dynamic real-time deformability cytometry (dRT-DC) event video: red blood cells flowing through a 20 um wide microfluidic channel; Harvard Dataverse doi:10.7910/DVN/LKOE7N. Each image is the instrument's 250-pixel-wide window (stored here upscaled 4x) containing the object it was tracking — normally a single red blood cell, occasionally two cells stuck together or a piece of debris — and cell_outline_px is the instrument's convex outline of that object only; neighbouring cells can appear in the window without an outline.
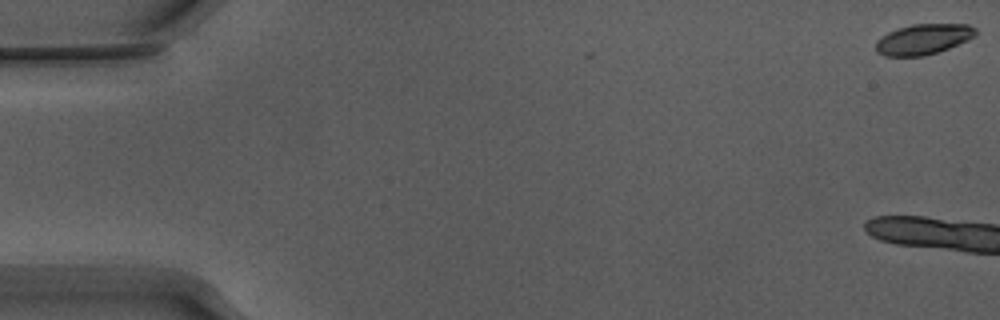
{"species": "Egyptian fruit bat (a non-hibernating species)", "species_latin": "Rousettus aegyptiacus", "temperature_condition": "warm", "stored_images_in_passage": 5, "camera_frame_rate_fps": 3000, "um_per_image_px": 0.085, "animal": {"sex": "male"}, "frame": {"image": 1, "passage_image": 1, "time_ms": 0.0, "image_size_px": [1000, 320], "cell_outline_px": [[976, 32], [968, 40], [948, 48], [924, 56], [884, 56], [876, 52], [876, 40], [880, 36], [896, 28], [912, 24], [968, 24], [976, 28]], "centroid_in_image_um": [78.43, 3.33], "position_along_channel_um": 6.6, "area_um2": 17.74}}